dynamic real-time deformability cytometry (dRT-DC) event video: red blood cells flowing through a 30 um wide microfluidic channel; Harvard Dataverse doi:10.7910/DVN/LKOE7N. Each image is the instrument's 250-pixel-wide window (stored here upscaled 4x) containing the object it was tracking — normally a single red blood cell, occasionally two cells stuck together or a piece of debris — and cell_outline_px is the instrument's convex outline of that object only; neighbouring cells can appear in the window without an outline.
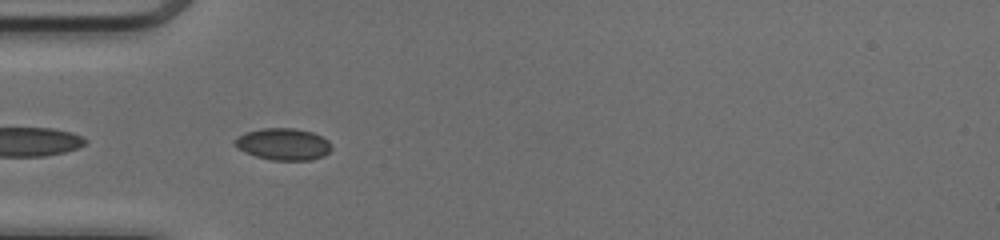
{"species": "common noctule bat (a hibernating species)", "species_latin": "Nyctalus noctula", "temperature_condition": "cold", "stored_images_in_passage": 5, "camera_frame_rate_fps": 3000, "um_per_image_px": 0.085, "animal": {"sex": "female", "body_mass_g": 17.0, "forearm_length_mm": 48.0}, "frame": {"image": 1, "passage_image": 2, "time_ms": 0.333, "image_size_px": [1000, 240], "cell_outline_px": [[332, 148], [324, 156], [312, 160], [272, 160], [256, 156], [244, 152], [236, 148], [232, 144], [244, 132], [264, 128], [296, 128], [312, 132], [328, 140], [332, 144]], "centroid_in_image_um": [24.08, 12.25], "position_along_channel_um": 60.9, "area_um2": 18.03}}